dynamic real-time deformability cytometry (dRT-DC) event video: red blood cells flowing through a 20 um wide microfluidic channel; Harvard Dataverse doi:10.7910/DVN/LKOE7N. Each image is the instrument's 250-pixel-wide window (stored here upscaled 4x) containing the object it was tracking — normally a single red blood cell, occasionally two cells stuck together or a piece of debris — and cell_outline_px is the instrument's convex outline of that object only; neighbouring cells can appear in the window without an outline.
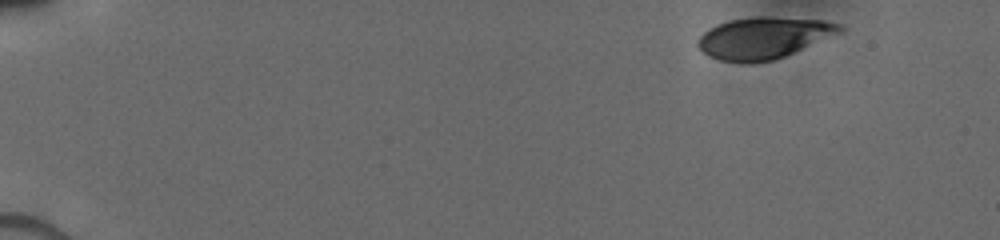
{"species": "human", "species_latin": "Homo sapiens", "temperature_condition": "cold", "stored_images_in_passage": 10, "camera_frame_rate_fps": 3000, "um_per_image_px": 0.085, "donor": {"sex": "male"}, "frame": {"image": 1, "passage_image": 1, "time_ms": 0.0, "image_size_px": [1000, 240], "cell_outline_px": [[844, 28], [840, 32], [784, 56], [772, 60], [752, 64], [740, 64], [720, 60], [708, 56], [696, 44], [696, 40], [704, 32], [720, 24], [732, 20], [824, 20], [844, 24]], "centroid_in_image_um": [64.87, 3.3], "position_along_channel_um": 20.1, "area_um2": 32.83}}
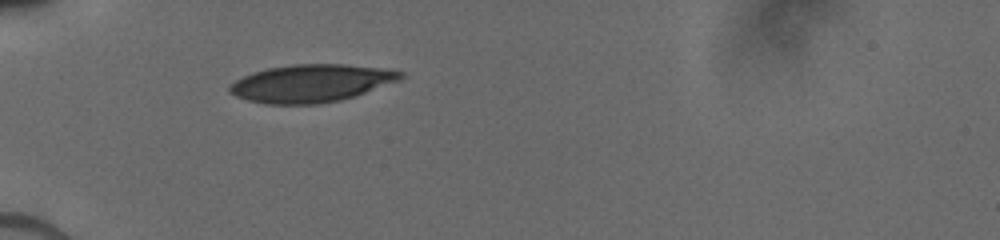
{"frame": {"image": 2, "passage_image": 7, "time_ms": 4.0, "image_size_px": [1000, 240], "cell_outline_px": [[404, 76], [400, 80], [356, 96], [340, 100], [316, 104], [264, 104], [248, 100], [236, 96], [228, 92], [228, 84], [252, 72], [268, 68], [292, 64], [344, 64], [380, 68], [404, 72]], "centroid_in_image_um": [26.43, 7.08], "position_along_channel_um": 58.6, "area_um2": 37.63}}
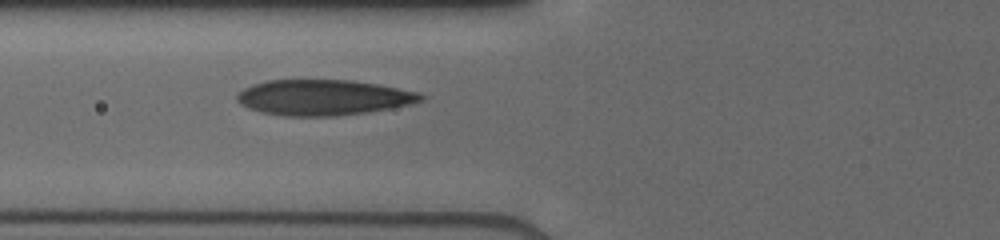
{"frame": {"image": 3, "passage_image": 10, "time_ms": 5.333, "image_size_px": [1000, 240], "cell_outline_px": [[428, 96], [424, 100], [408, 104], [368, 112], [336, 116], [284, 116], [260, 112], [248, 108], [240, 104], [236, 100], [236, 96], [244, 88], [252, 84], [268, 80], [352, 80], [376, 84], [420, 92]], "centroid_in_image_um": [27.47, 8.28], "position_along_channel_um": 98.3, "area_um2": 38.21}}